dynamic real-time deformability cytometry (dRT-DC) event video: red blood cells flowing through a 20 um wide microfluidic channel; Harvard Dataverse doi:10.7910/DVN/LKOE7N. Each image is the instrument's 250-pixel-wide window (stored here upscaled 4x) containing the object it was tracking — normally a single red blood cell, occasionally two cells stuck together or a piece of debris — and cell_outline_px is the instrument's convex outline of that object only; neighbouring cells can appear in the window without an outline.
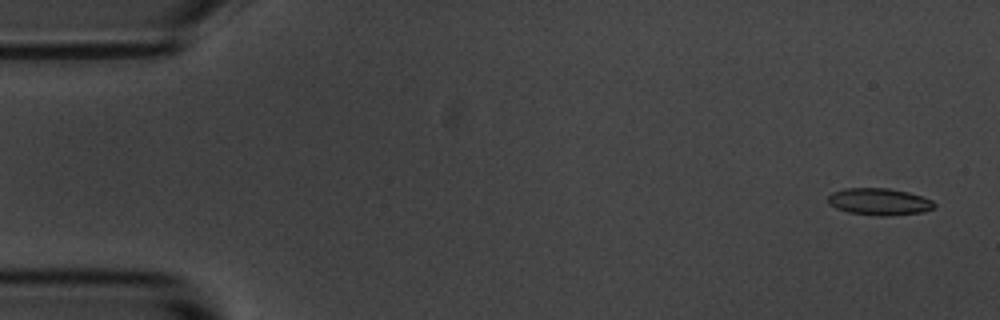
{"species": "common noctule bat (a hibernating species)", "species_latin": "Nyctalus noctula", "temperature_condition": "room temperature", "stored_images_in_passage": 5, "camera_frame_rate_fps": 3000, "um_per_image_px": 0.085, "animal": {"sex": "male", "body_mass_g": 20.1, "forearm_length_mm": 53.5}, "frame": {"image": 1, "passage_image": 1, "time_ms": 0.0, "image_size_px": [1000, 320], "cell_outline_px": [[936, 204], [932, 208], [924, 212], [888, 216], [880, 216], [848, 212], [836, 208], [828, 204], [828, 196], [832, 192], [844, 188], [888, 188], [908, 192], [932, 200]], "centroid_in_image_um": [74.71, 17.14], "position_along_channel_um": 10.3, "area_um2": 16.7}}
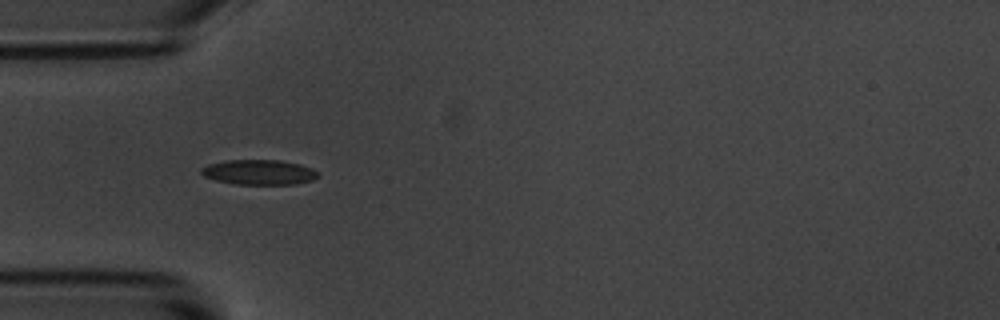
{"frame": {"image": 2, "passage_image": 5, "time_ms": 4.667, "image_size_px": [1000, 320], "cell_outline_px": [[320, 176], [312, 180], [296, 184], [232, 184], [216, 180], [204, 176], [200, 172], [200, 168], [208, 164], [224, 160], [280, 160], [300, 164], [312, 168], [320, 172]], "centroid_in_image_um": [22.03, 14.63], "position_along_channel_um": 63.0, "area_um2": 17.22}}